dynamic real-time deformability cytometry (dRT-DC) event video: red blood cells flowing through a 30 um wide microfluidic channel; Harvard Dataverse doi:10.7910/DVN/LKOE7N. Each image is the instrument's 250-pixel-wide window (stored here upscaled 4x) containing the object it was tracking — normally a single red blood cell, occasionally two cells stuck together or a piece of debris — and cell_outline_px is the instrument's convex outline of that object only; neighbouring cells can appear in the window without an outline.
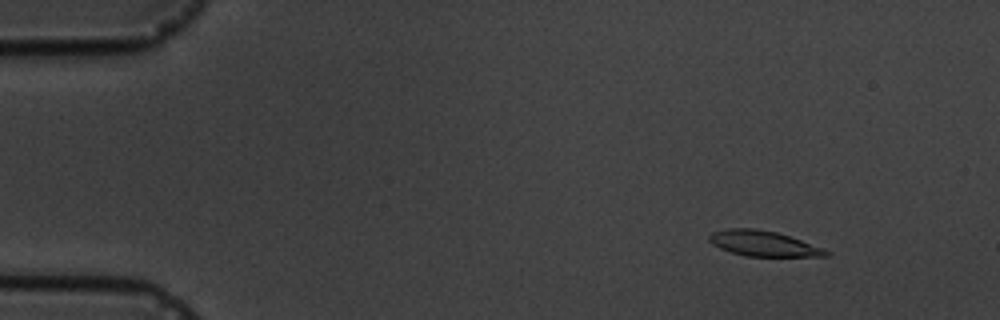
{"species": "common noctule bat (a hibernating species)", "species_latin": "Nyctalus noctula", "temperature_condition": "cold", "stored_images_in_passage": 5, "camera_frame_rate_fps": 3000, "um_per_image_px": 0.085, "animal": {"sex": "male", "body_mass_g": 19.5, "forearm_length_mm": 54.6}, "frame": {"image": 1, "passage_image": 2, "time_ms": 1.333, "image_size_px": [1000, 320], "cell_outline_px": [[832, 256], [744, 256], [720, 248], [712, 244], [708, 240], [708, 236], [712, 232], [728, 228], [756, 228], [776, 232], [824, 248], [832, 252]], "centroid_in_image_um": [64.89, 20.7], "position_along_channel_um": 20.1, "area_um2": 17.28}}
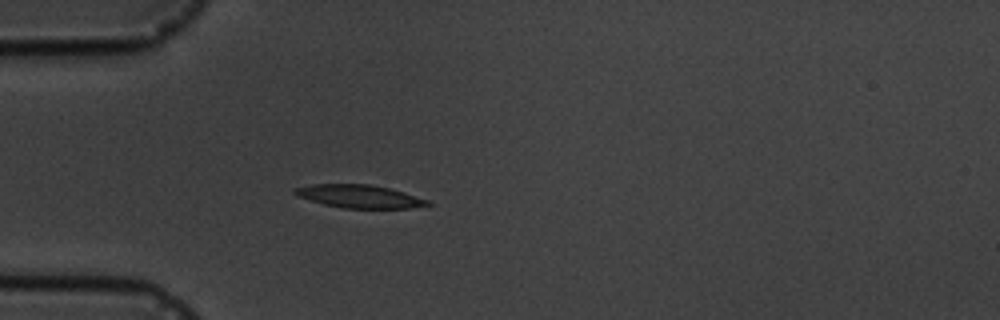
{"frame": {"image": 2, "passage_image": 5, "time_ms": 4.667, "image_size_px": [1000, 320], "cell_outline_px": [[432, 204], [408, 208], [344, 208], [324, 204], [296, 196], [292, 192], [292, 188], [312, 184], [372, 184], [404, 192], [428, 200]], "centroid_in_image_um": [30.49, 16.68], "position_along_channel_um": 54.5, "area_um2": 17.8}}